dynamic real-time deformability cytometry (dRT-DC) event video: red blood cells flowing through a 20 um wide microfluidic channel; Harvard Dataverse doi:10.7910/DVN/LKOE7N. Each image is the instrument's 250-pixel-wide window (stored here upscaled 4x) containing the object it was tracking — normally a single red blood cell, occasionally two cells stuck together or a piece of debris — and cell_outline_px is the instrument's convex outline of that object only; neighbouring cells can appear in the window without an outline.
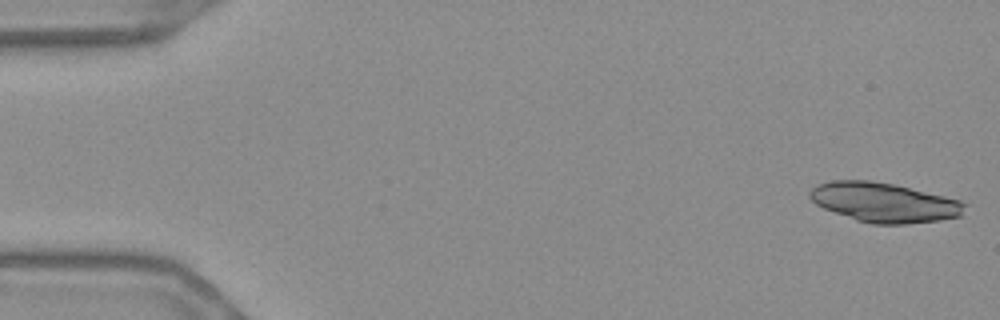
{"species": "Egyptian fruit bat (a non-hibernating species)", "species_latin": "Rousettus aegyptiacus", "temperature_condition": "warm", "stored_images_in_passage": 54, "camera_frame_rate_fps": 3000, "um_per_image_px": 0.085, "frame": {"image": 1, "passage_image": 1, "time_ms": 0.0, "image_size_px": [1000, 320], "cell_outline_px": [[968, 204], [964, 216], [940, 220], [908, 224], [872, 224], [856, 220], [824, 208], [816, 204], [808, 196], [808, 192], [812, 188], [820, 184], [832, 180], [872, 180], [892, 184], [944, 196], [960, 200]], "centroid_in_image_um": [75.19, 17.21], "position_along_channel_um": 9.8, "area_um2": 35.78}}
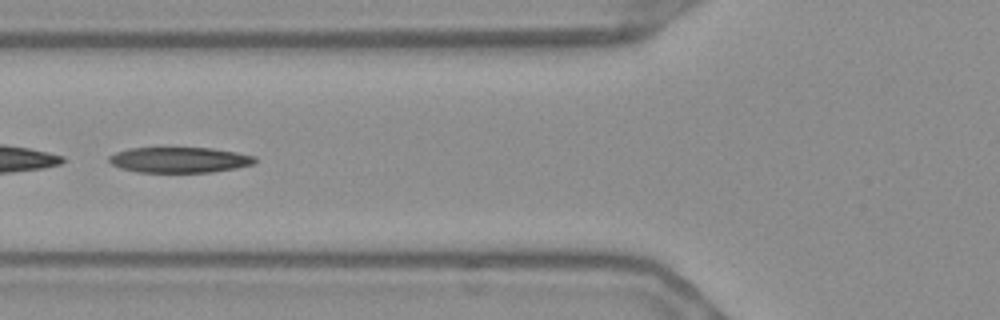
{"frame": {"image": 2, "passage_image": 21, "time_ms": 6.667, "image_size_px": [1000, 320], "cell_outline_px": [[256, 160], [252, 164], [236, 168], [212, 172], [136, 172], [120, 168], [112, 164], [108, 160], [108, 156], [116, 152], [128, 148], [212, 148], [236, 152], [256, 156]], "centroid_in_image_um": [15.23, 13.59], "position_along_channel_um": 110.6, "area_um2": 21.73}}
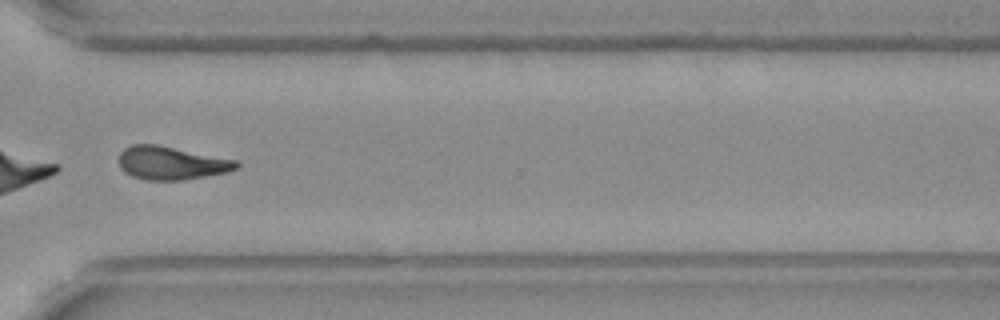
{"frame": {"image": 3, "passage_image": 41, "time_ms": 13.333, "image_size_px": [1000, 320], "cell_outline_px": [[240, 164], [236, 168], [228, 172], [184, 180], [144, 180], [132, 176], [124, 172], [120, 168], [120, 152], [124, 148], [132, 144], [156, 144], [236, 160]], "centroid_in_image_um": [14.54, 13.86], "position_along_channel_um": 356.1, "area_um2": 22.72}, "authors_computed_cell_mechanics": {"area_um2": 29.767, "velocity_mm_per_s": 3.6798, "shape_relaxation_time_tau1_ms": 5.6647, "shape_relaxation_time_tau2_ms": 2.455, "deformation_change_tau1": 0.1921, "deformation_change_tau2": 0.1115}}